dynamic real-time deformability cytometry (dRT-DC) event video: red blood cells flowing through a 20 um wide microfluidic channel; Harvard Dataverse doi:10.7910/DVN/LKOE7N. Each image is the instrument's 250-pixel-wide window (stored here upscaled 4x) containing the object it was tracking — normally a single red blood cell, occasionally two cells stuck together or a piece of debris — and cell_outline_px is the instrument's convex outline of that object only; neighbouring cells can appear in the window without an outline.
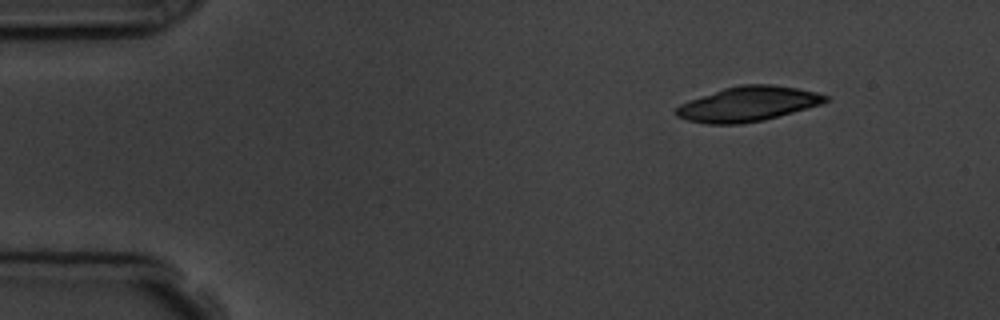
{"species": "common noctule bat (a hibernating species)", "species_latin": "Nyctalus noctula", "temperature_condition": "room temperature", "stored_images_in_passage": 6, "segment_of_instrument_passage": [2, 2], "camera_frame_rate_fps": 3000, "um_per_image_px": 0.085, "animal": {"sex": "male", "body_mass_g": 19.5, "forearm_length_mm": 54.6}, "frame": {"image": 1, "passage_image": 6, "time_ms": 6.667, "image_size_px": [1000, 320], "cell_outline_px": [[828, 100], [820, 104], [764, 120], [740, 124], [704, 124], [688, 120], [676, 116], [672, 112], [680, 104], [688, 100], [724, 88], [740, 84], [772, 84], [796, 88], [816, 92], [828, 96]], "centroid_in_image_um": [63.51, 8.84], "position_along_channel_um": 21.5, "area_um2": 30.23}}